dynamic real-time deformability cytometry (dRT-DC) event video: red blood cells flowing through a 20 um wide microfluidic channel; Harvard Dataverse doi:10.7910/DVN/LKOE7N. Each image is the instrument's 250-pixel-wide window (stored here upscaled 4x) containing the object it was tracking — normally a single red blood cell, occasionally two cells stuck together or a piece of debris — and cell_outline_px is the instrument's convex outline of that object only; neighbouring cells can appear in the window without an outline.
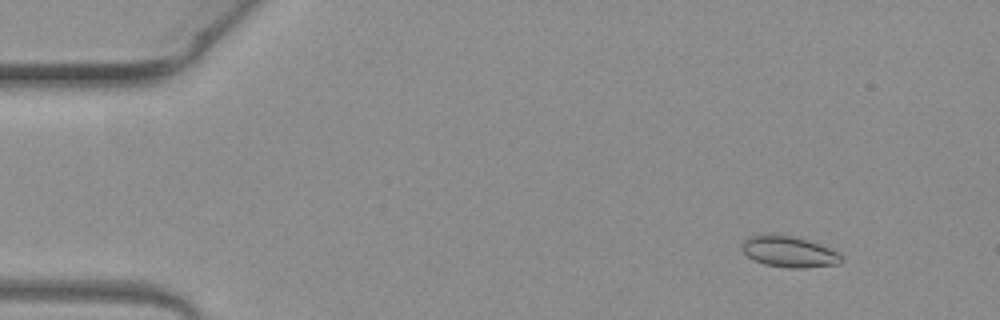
{"species": "common noctule bat (a hibernating species)", "species_latin": "Nyctalus noctula", "temperature_condition": "warm", "stored_images_in_passage": 4, "camera_frame_rate_fps": 3000, "um_per_image_px": 0.085, "animal": {"sex": "female", "body_mass_g": 19.3, "forearm_length_mm": 54.1}, "frame": {"image": 1, "passage_image": 1, "time_ms": 0.0, "image_size_px": [1000, 320], "cell_outline_px": [[844, 260], [840, 264], [804, 268], [788, 268], [764, 264], [752, 260], [740, 248], [740, 244], [748, 236], [788, 236], [808, 240], [828, 248], [836, 252]], "centroid_in_image_um": [67.04, 21.43], "position_along_channel_um": 18.0, "area_um2": 17.63}}